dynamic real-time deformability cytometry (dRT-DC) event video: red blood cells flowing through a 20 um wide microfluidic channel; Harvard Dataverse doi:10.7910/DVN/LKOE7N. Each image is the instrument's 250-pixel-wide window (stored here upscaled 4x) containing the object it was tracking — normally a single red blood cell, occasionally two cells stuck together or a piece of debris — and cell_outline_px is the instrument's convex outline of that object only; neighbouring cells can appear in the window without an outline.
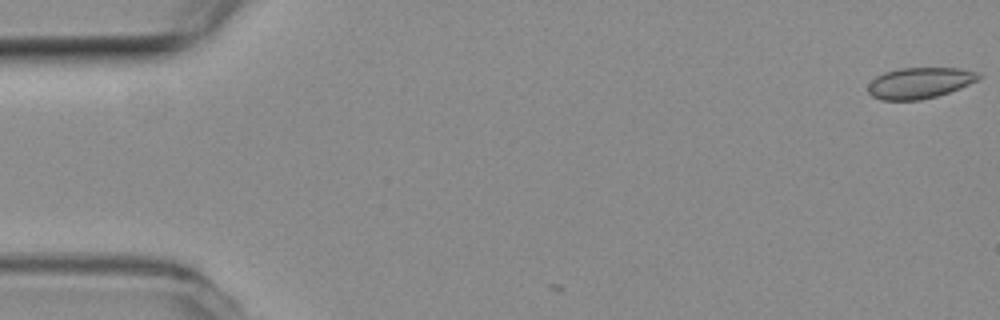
{"species": "common noctule bat (a hibernating species)", "species_latin": "Nyctalus noctula", "temperature_condition": "room temperature", "stored_images_in_passage": 4, "camera_frame_rate_fps": 3000, "um_per_image_px": 0.085, "animal": {"sex": "female", "body_mass_g": 19.3, "forearm_length_mm": 54.1}, "frame": {"image": 1, "passage_image": 1, "time_ms": 0.0, "image_size_px": [1000, 320], "cell_outline_px": [[984, 76], [960, 88], [936, 96], [920, 100], [880, 100], [872, 96], [868, 92], [868, 84], [876, 76], [884, 72], [900, 68], [960, 68], [980, 72]], "centroid_in_image_um": [78.17, 7.04], "position_along_channel_um": 6.8, "area_um2": 20.06}}